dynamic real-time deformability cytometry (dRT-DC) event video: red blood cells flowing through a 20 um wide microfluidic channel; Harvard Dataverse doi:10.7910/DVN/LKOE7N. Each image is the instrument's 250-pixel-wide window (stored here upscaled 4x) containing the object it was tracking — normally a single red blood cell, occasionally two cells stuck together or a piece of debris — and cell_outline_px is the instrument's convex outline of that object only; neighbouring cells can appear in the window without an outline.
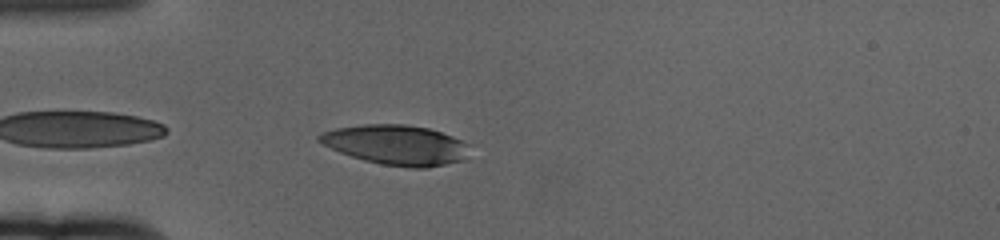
{"species": "human", "species_latin": "Homo sapiens", "temperature_condition": "cold", "stored_images_in_passage": 43, "camera_frame_rate_fps": 3000, "um_per_image_px": 0.085, "donor": {"sex": "female"}, "frame": {"image": 1, "passage_image": 3, "time_ms": 0.667, "image_size_px": [1000, 240], "cell_outline_px": [[468, 144], [464, 160], [424, 168], [412, 168], [380, 164], [364, 160], [340, 152], [316, 140], [316, 136], [320, 132], [336, 128], [364, 124], [404, 124], [428, 128], [452, 136]], "centroid_in_image_um": [33.63, 12.31], "position_along_channel_um": 51.4, "area_um2": 34.68}}
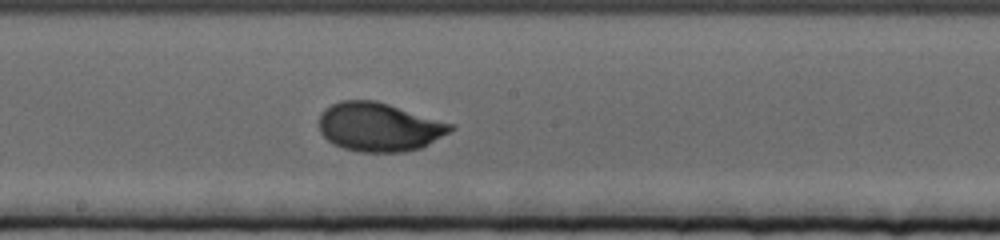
{"frame": {"image": 2, "passage_image": 19, "time_ms": 6.0, "image_size_px": [1000, 240], "cell_outline_px": [[456, 128], [428, 144], [420, 148], [404, 152], [360, 152], [344, 148], [332, 144], [320, 132], [320, 112], [324, 108], [340, 100], [376, 100], [456, 124]], "centroid_in_image_um": [32.23, 10.78], "position_along_channel_um": 216.0, "area_um2": 37.63}}
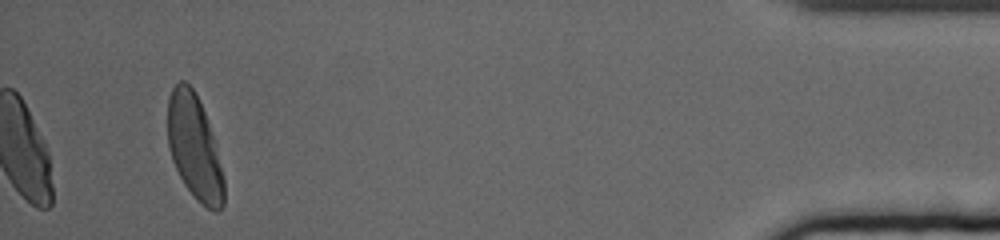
{"frame": {"image": 3, "passage_image": 43, "time_ms": 14.0, "image_size_px": [1000, 240], "cell_outline_px": [[224, 204], [216, 212], [212, 212], [196, 200], [184, 184], [172, 160], [168, 148], [168, 96], [172, 88], [180, 80], [184, 80], [196, 92], [204, 112], [212, 136], [224, 180]], "centroid_in_image_um": [16.5, 12.53], "position_along_channel_um": 418.7, "area_um2": 33.93}, "authors_computed_cell_mechanics": {"area_um2": 35.836, "velocity_mm_per_s": 3.3553, "shape_relaxation_time_tau1_ms": 2.9758, "shape_relaxation_time_tau2_ms": null, "deformation_change_tau1": 0.1479, "deformation_change_tau2": null}}